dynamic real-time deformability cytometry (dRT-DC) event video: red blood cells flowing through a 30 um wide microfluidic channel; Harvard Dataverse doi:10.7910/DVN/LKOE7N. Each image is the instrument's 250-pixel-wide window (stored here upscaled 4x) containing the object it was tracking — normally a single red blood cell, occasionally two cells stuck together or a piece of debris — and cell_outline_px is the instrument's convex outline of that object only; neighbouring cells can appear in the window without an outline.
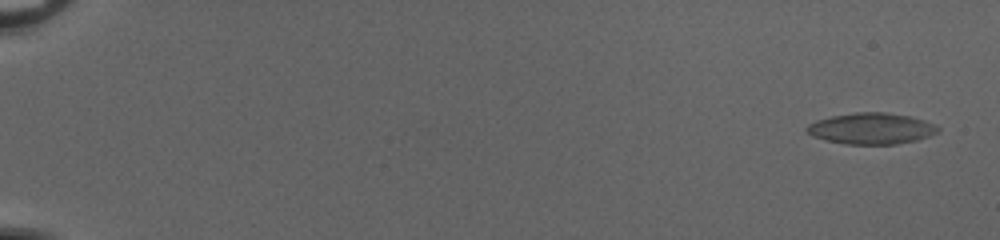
{"species": "common noctule bat (a hibernating species)", "species_latin": "Nyctalus noctula", "temperature_condition": "cold", "stored_images_in_passage": 56, "camera_frame_rate_fps": 3000, "um_per_image_px": 0.085, "animal": {"sex": "female", "body_mass_g": 20.0, "forearm_length_mm": 54.0}, "frame": {"image": 1, "passage_image": 3, "time_ms": 0.667, "image_size_px": [1000, 240], "cell_outline_px": [[940, 128], [936, 132], [928, 136], [916, 140], [896, 144], [844, 144], [812, 136], [804, 128], [808, 124], [816, 120], [832, 116], [856, 112], [884, 112], [908, 116], [932, 124]], "centroid_in_image_um": [74.0, 10.93], "position_along_channel_um": 11.0, "area_um2": 23.47}}
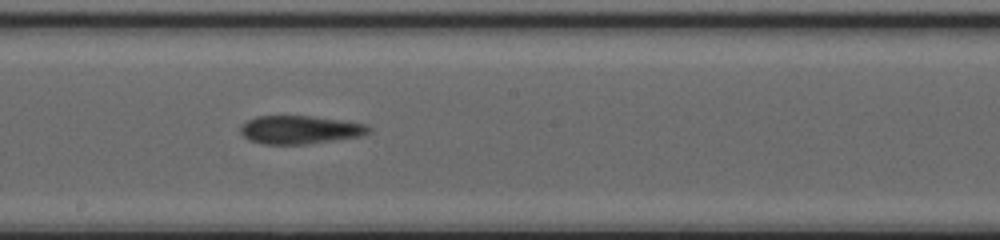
{"frame": {"image": 2, "passage_image": 34, "time_ms": 11.0, "image_size_px": [1000, 240], "cell_outline_px": [[372, 128], [368, 132], [360, 136], [308, 144], [264, 144], [248, 140], [240, 132], [240, 128], [248, 120], [256, 116], [312, 116], [368, 124]], "centroid_in_image_um": [25.5, 11.03], "position_along_channel_um": 222.7, "area_um2": 21.04}}
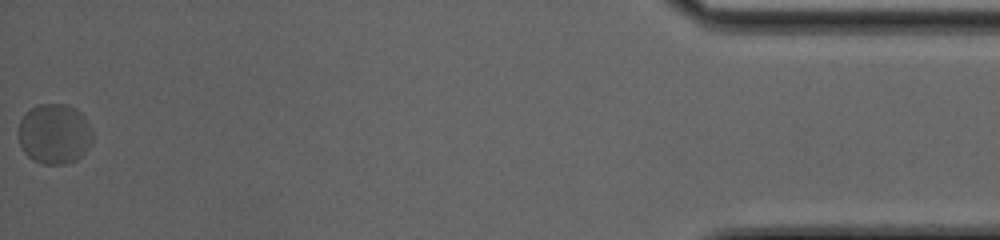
{"frame": {"image": 3, "passage_image": 56, "time_ms": 18.333, "image_size_px": [1000, 240], "cell_outline_px": [[92, 140], [88, 148], [76, 160], [64, 164], [44, 164], [32, 160], [24, 152], [20, 144], [20, 120], [36, 104], [64, 104], [76, 108], [84, 116], [92, 128]], "centroid_in_image_um": [4.65, 11.38], "position_along_channel_um": 430.5, "area_um2": 25.89}, "authors_computed_cell_mechanics": {"area_um2": 22.1952, "velocity_mm_per_s": 3.9252, "shape_relaxation_time_tau1_ms": 3.2819, "shape_relaxation_time_tau2_ms": 1.2637, "deformation_change_tau1": 0.0597, "deformation_change_tau2": 0.0642}}